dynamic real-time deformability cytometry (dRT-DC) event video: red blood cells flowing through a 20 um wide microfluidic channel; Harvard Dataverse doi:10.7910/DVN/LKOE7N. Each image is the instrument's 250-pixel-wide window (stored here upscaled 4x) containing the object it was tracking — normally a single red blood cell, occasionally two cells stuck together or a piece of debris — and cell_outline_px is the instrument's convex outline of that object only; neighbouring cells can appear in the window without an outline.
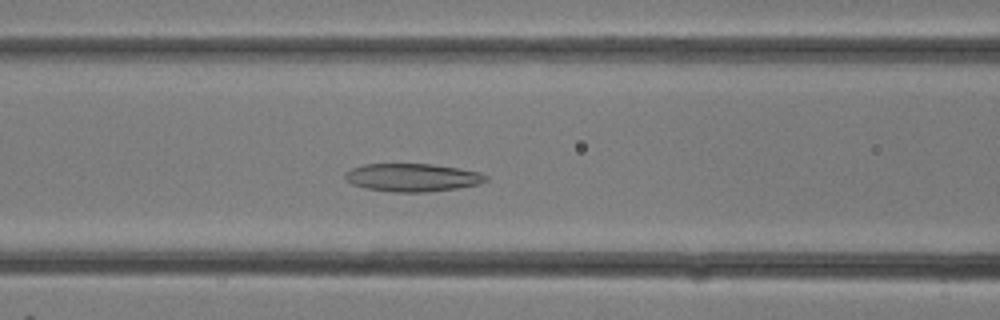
{"species": "common noctule bat (a hibernating species)", "species_latin": "Nyctalus noctula", "temperature_condition": "room temperature", "stored_images_in_passage": 33, "camera_frame_rate_fps": 3000, "um_per_image_px": 0.085, "animal": {"sex": "female"}, "frame": {"image": 1, "passage_image": 13, "time_ms": 4.0, "image_size_px": [1000, 320], "cell_outline_px": [[488, 180], [480, 184], [460, 188], [428, 192], [392, 192], [364, 188], [352, 184], [344, 180], [344, 172], [352, 168], [364, 164], [432, 164], [460, 168], [480, 172], [488, 176]], "centroid_in_image_um": [35.06, 15.09], "position_along_channel_um": 131.5, "area_um2": 23.35}}
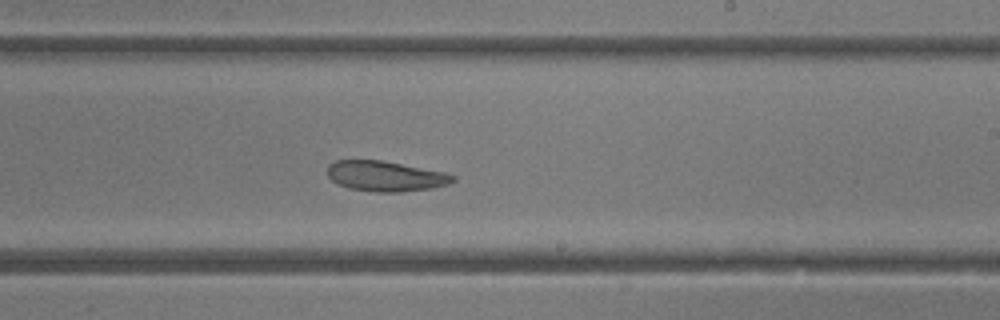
{"frame": {"image": 2, "passage_image": 19, "time_ms": 6.0, "image_size_px": [1000, 320], "cell_outline_px": [[456, 180], [448, 184], [432, 188], [400, 192], [376, 192], [348, 188], [332, 180], [328, 176], [328, 164], [336, 160], [380, 160], [444, 172], [456, 176]], "centroid_in_image_um": [32.77, 14.97], "position_along_channel_um": 256.2, "area_um2": 22.02}}
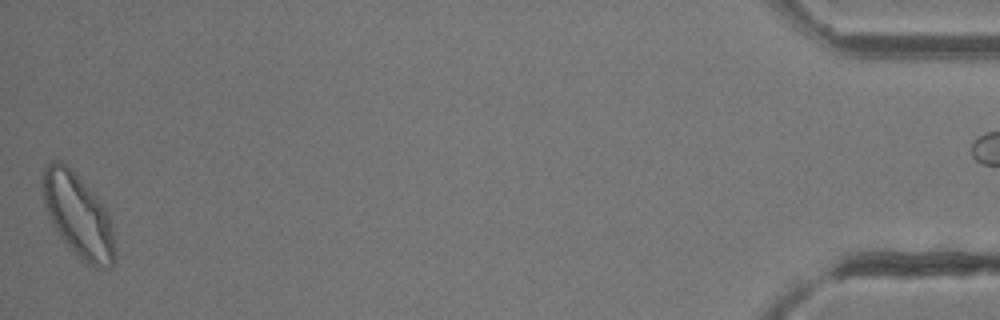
{"frame": {"image": 3, "passage_image": 32, "time_ms": 10.333, "image_size_px": [1000, 320], "cell_outline_px": [[116, 264], [112, 268], [96, 268], [84, 264], [80, 260], [64, 240], [52, 224], [44, 204], [44, 168], [52, 160], [64, 160], [96, 196], [104, 208], [112, 224], [116, 248]], "centroid_in_image_um": [6.7, 18.38], "position_along_channel_um": 428.5, "area_um2": 35.2}}